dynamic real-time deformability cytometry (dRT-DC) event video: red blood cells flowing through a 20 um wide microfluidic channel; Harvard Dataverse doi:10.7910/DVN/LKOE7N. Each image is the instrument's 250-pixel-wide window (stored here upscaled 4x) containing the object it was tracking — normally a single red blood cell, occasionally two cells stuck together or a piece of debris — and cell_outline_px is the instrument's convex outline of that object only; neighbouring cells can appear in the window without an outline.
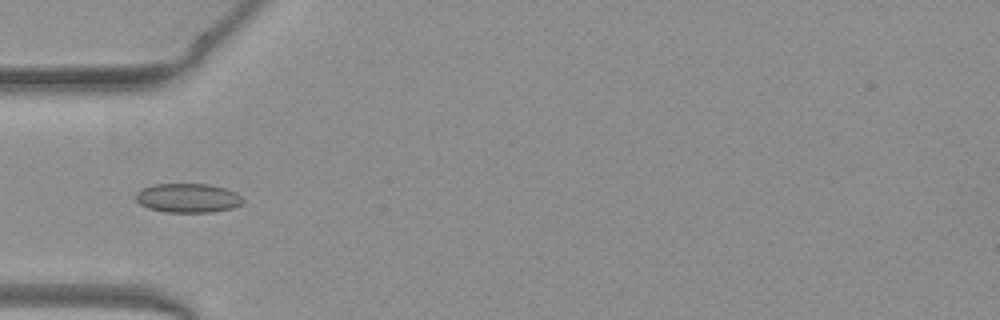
{"species": "common noctule bat (a hibernating species)", "species_latin": "Nyctalus noctula", "temperature_condition": "warm", "stored_images_in_passage": 52, "camera_frame_rate_fps": 3000, "um_per_image_px": 0.085, "animal": {"sex": "female", "body_mass_g": 19.3, "forearm_length_mm": 54.1}, "frame": {"image": 1, "passage_image": 17, "time_ms": 5.333, "image_size_px": [1000, 320], "cell_outline_px": [[244, 204], [232, 208], [212, 212], [164, 212], [148, 208], [140, 204], [136, 200], [136, 192], [152, 184], [208, 184], [224, 188], [236, 192], [244, 200]], "centroid_in_image_um": [15.98, 16.83], "position_along_channel_um": 69.0, "area_um2": 18.26}}
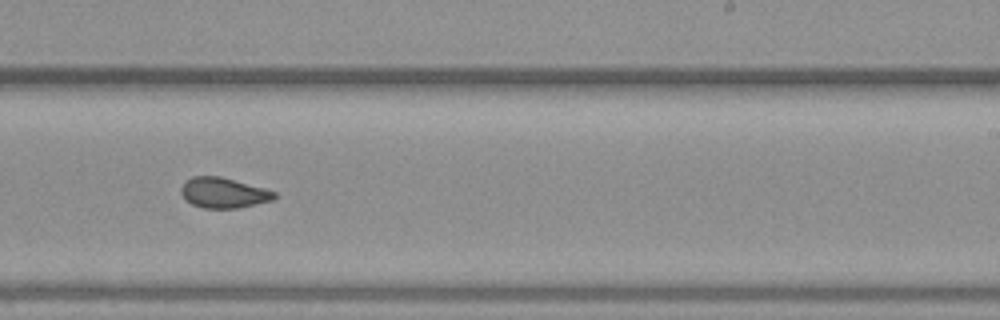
{"frame": {"image": 2, "passage_image": 32, "time_ms": 10.333, "image_size_px": [1000, 320], "cell_outline_px": [[276, 196], [272, 200], [236, 208], [204, 208], [192, 204], [184, 200], [180, 192], [180, 188], [192, 176], [220, 176], [264, 188], [276, 192]], "centroid_in_image_um": [18.96, 16.39], "position_along_channel_um": 270.0, "area_um2": 16.36}}
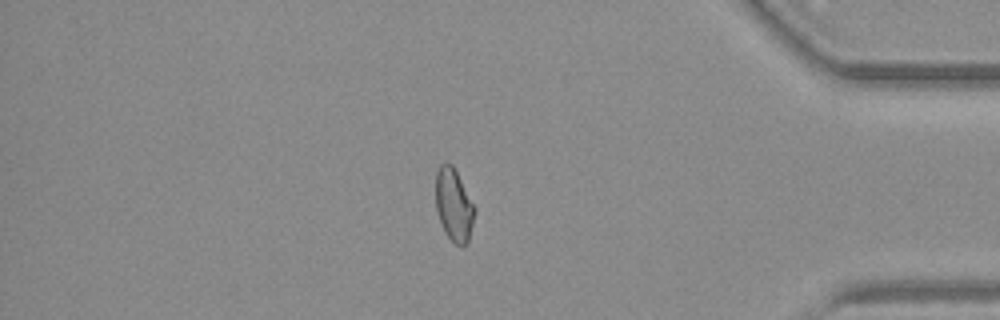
{"frame": {"image": 3, "passage_image": 44, "time_ms": 14.333, "image_size_px": [1000, 320], "cell_outline_px": [[476, 212], [468, 240], [464, 244], [456, 244], [444, 232], [436, 212], [436, 172], [440, 164], [452, 164], [476, 208]], "centroid_in_image_um": [38.57, 17.41], "position_along_channel_um": 396.6, "area_um2": 16.3}, "authors_computed_cell_mechanics": {"area_um2": 17.1377, "velocity_mm_per_s": 4.0219, "shape_relaxation_time_tau1_ms": null, "shape_relaxation_time_tau2_ms": 0.8222, "deformation_change_tau1": null, "deformation_change_tau2": 0.0488}}